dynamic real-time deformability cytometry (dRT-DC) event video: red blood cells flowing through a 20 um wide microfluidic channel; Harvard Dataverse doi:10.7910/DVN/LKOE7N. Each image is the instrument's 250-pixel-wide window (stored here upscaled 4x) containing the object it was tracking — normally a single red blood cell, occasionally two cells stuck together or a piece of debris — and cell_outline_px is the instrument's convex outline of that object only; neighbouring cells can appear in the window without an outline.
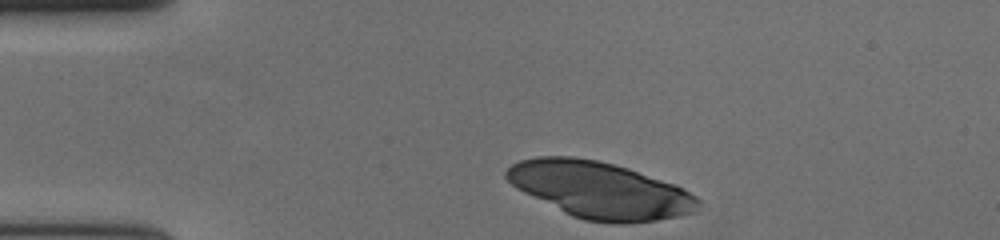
{"species": "human", "species_latin": "Homo sapiens", "temperature_condition": "cold", "stored_images_in_passage": 36, "camera_frame_rate_fps": 3000, "um_per_image_px": 0.085, "donor": {"sex": "female"}, "frame": {"image": 1, "passage_image": 1, "time_ms": 0.0, "image_size_px": [1000, 240], "cell_outline_px": [[700, 204], [692, 212], [676, 216], [656, 220], [624, 224], [612, 224], [584, 220], [572, 216], [516, 188], [504, 176], [504, 172], [512, 164], [520, 160], [536, 156], [572, 156], [596, 160], [616, 164], [676, 184], [684, 188], [696, 196], [700, 200]], "centroid_in_image_um": [50.98, 16.14], "position_along_channel_um": 34.0, "area_um2": 63.06}}